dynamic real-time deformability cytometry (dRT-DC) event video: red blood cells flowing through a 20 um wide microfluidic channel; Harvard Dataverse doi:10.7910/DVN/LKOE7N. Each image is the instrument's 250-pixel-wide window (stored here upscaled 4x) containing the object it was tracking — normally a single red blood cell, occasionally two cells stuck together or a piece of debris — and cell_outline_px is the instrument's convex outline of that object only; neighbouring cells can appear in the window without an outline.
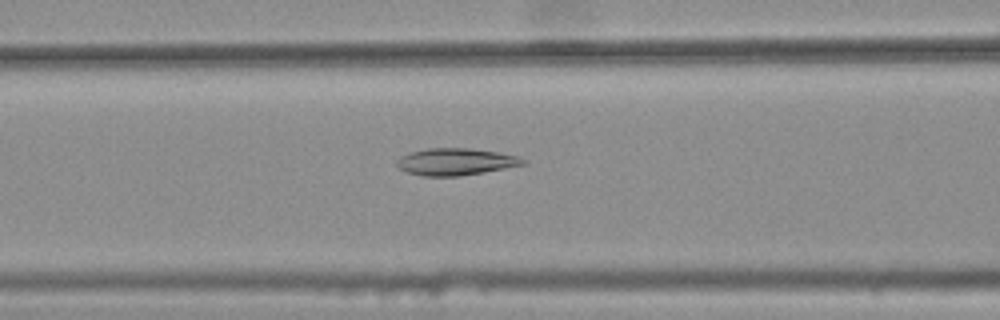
{"species": "common noctule bat (a hibernating species)", "species_latin": "Nyctalus noctula", "temperature_condition": "warm", "stored_images_in_passage": 46, "camera_frame_rate_fps": 3000, "um_per_image_px": 0.085, "animal": {"sex": "female", "body_mass_g": 25.1}, "frame": {"image": 1, "passage_image": 21, "time_ms": 6.667, "image_size_px": [1000, 320], "cell_outline_px": [[528, 164], [484, 172], [460, 176], [424, 176], [408, 172], [400, 168], [396, 164], [396, 160], [400, 156], [412, 152], [428, 148], [468, 148], [496, 152], [520, 156]], "centroid_in_image_um": [38.75, 13.75], "position_along_channel_um": 127.8, "area_um2": 19.77}}
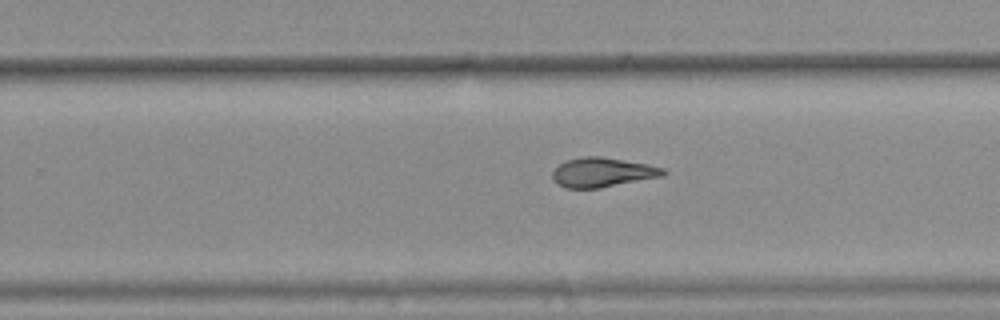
{"frame": {"image": 2, "passage_image": 33, "time_ms": 10.667, "image_size_px": [1000, 320], "cell_outline_px": [[668, 172], [664, 176], [600, 188], [564, 188], [552, 176], [552, 172], [564, 160], [584, 156], [600, 156], [648, 164], [664, 168]], "centroid_in_image_um": [51.25, 14.64], "position_along_channel_um": 278.6, "area_um2": 19.02}}
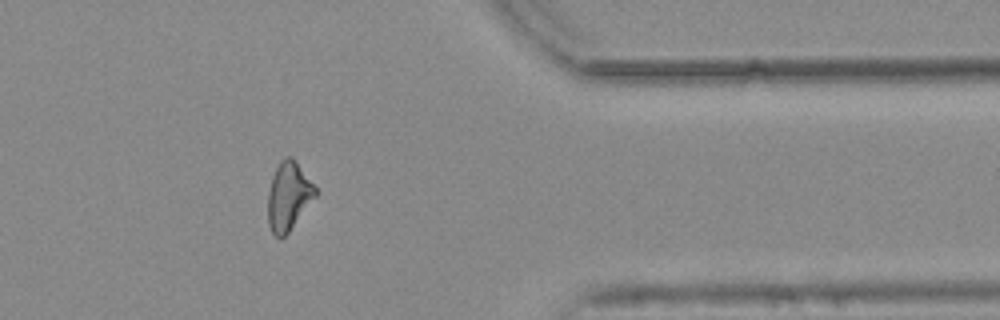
{"frame": {"image": 3, "passage_image": 43, "time_ms": 14.0, "image_size_px": [1000, 320], "cell_outline_px": [[316, 196], [288, 232], [280, 240], [272, 232], [268, 224], [268, 192], [272, 176], [280, 160], [284, 156], [292, 156], [296, 160], [316, 188]], "centroid_in_image_um": [24.51, 16.65], "position_along_channel_um": 386.9, "area_um2": 18.84}, "authors_computed_cell_mechanics": {"area_um2": 19.5364, "velocity_mm_per_s": 3.7818, "shape_relaxation_time_tau1_ms": null, "shape_relaxation_time_tau2_ms": 5.3228, "deformation_change_tau1": null, "deformation_change_tau2": 0.1184}}